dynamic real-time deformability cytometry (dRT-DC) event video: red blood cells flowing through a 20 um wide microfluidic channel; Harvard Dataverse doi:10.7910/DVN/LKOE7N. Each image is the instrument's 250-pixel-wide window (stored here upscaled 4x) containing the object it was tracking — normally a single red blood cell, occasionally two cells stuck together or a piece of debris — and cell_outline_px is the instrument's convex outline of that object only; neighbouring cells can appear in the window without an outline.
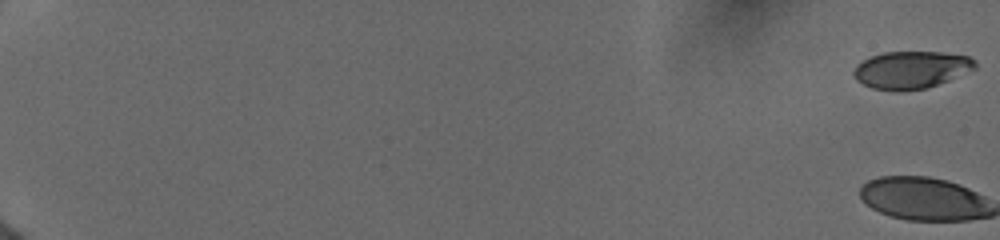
{"species": "human", "species_latin": "Homo sapiens", "temperature_condition": "cold", "stored_images_in_passage": 19, "camera_frame_rate_fps": 3000, "um_per_image_px": 0.085, "donor": {"sex": "female"}, "frame": {"image": 1, "passage_image": 1, "time_ms": 0.0, "image_size_px": [1000, 240], "cell_outline_px": [[976, 68], [948, 80], [928, 88], [872, 88], [856, 80], [852, 72], [856, 64], [872, 56], [884, 52], [940, 52], [968, 56], [976, 60]], "centroid_in_image_um": [77.46, 5.89], "position_along_channel_um": 7.5, "area_um2": 25.72}}